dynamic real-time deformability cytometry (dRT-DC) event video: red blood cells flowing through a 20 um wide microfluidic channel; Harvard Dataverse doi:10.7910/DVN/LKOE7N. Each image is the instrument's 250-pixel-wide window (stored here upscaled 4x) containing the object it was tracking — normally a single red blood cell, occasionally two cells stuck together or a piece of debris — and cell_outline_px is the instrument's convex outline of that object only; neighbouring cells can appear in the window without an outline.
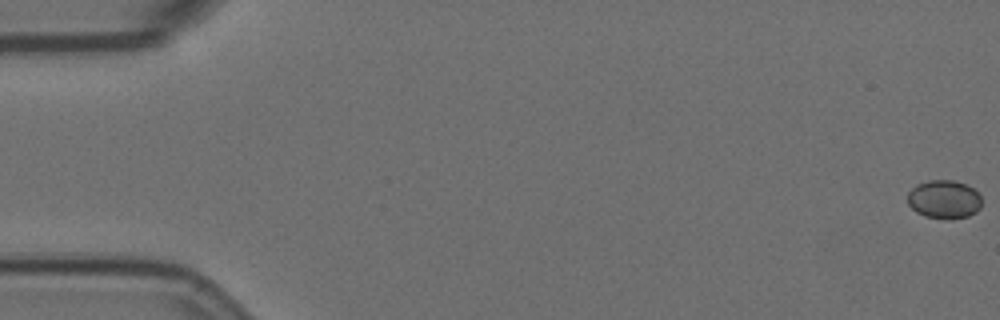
{"species": "Egyptian fruit bat (a non-hibernating species)", "species_latin": "Rousettus aegyptiacus", "temperature_condition": "room temperature", "stored_images_in_passage": 59, "camera_frame_rate_fps": 3000, "um_per_image_px": 0.085, "animal": {"sex": "female"}, "frame": {"image": 1, "passage_image": 1, "time_ms": 0.0, "image_size_px": [1000, 320], "cell_outline_px": [[980, 208], [976, 212], [968, 216], [952, 220], [948, 220], [924, 216], [916, 212], [908, 204], [908, 192], [916, 184], [928, 180], [952, 180], [964, 184], [972, 188], [980, 196]], "centroid_in_image_um": [80.22, 16.96], "position_along_channel_um": 4.8, "area_um2": 16.7}}
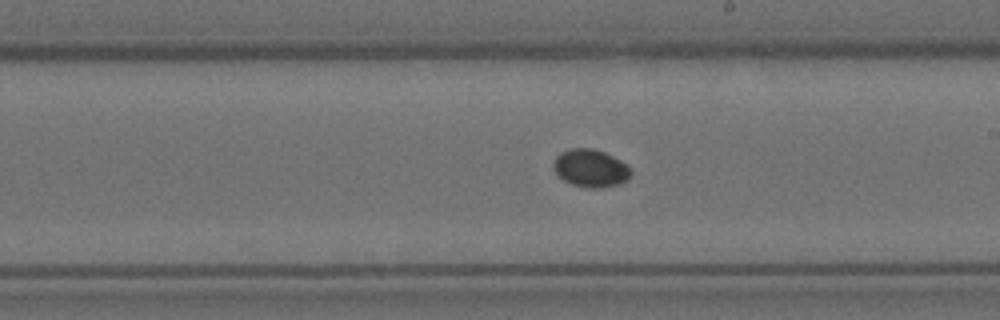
{"frame": {"image": 2, "passage_image": 34, "time_ms": 11.0, "image_size_px": [1000, 320], "cell_outline_px": [[632, 172], [628, 180], [620, 184], [600, 188], [584, 188], [572, 184], [564, 180], [552, 168], [552, 164], [556, 156], [560, 152], [572, 148], [592, 148], [604, 152], [628, 164], [632, 168]], "centroid_in_image_um": [50.22, 14.3], "position_along_channel_um": 238.8, "area_um2": 17.28}}
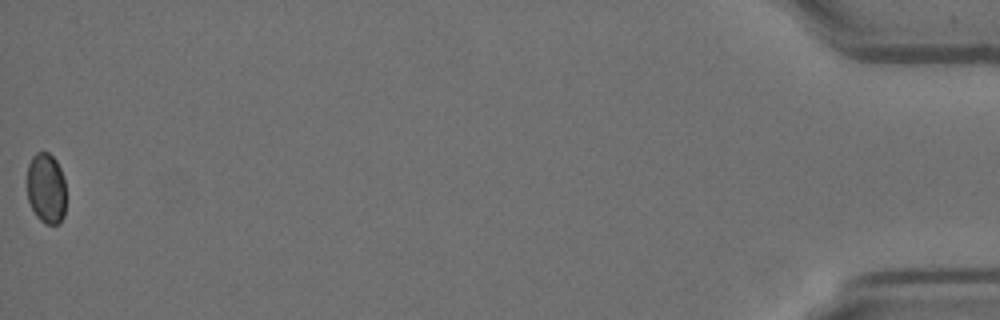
{"frame": {"image": 3, "passage_image": 59, "time_ms": 19.333, "image_size_px": [1000, 320], "cell_outline_px": [[64, 216], [60, 224], [44, 224], [36, 216], [28, 200], [28, 164], [32, 156], [36, 152], [48, 152], [56, 160], [60, 168], [64, 180]], "centroid_in_image_um": [3.92, 16.01], "position_along_channel_um": 431.3, "area_um2": 15.95}}